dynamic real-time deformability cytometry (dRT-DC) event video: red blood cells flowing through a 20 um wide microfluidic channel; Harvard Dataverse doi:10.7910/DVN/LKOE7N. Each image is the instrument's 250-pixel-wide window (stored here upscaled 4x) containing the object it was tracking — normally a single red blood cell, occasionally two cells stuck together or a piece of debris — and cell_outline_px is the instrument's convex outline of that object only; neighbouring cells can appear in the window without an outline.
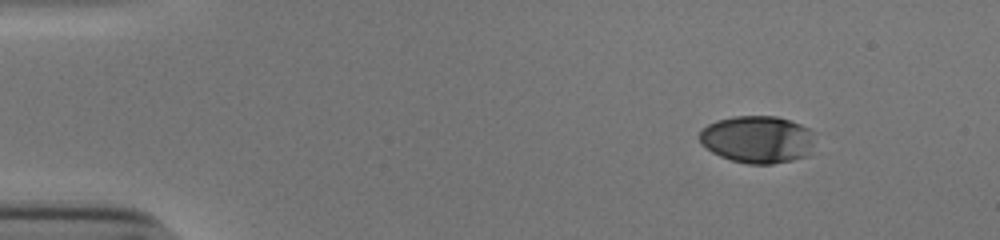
{"species": "human", "species_latin": "Homo sapiens", "temperature_condition": "cold", "stored_images_in_passage": 48, "camera_frame_rate_fps": 3000, "um_per_image_px": 0.085, "donor": {"sex": "male"}, "frame": {"image": 1, "passage_image": 1, "time_ms": 0.0, "image_size_px": [1000, 240], "cell_outline_px": [[816, 132], [808, 156], [792, 160], [772, 164], [748, 164], [732, 160], [720, 156], [712, 152], [696, 136], [700, 128], [716, 120], [732, 116], [776, 116], [800, 124]], "centroid_in_image_um": [64.37, 11.84], "position_along_channel_um": 20.6, "area_um2": 32.14}}
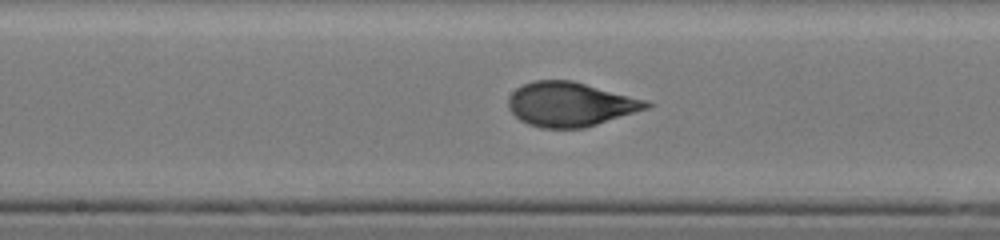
{"frame": {"image": 2, "passage_image": 23, "time_ms": 7.333, "image_size_px": [1000, 240], "cell_outline_px": [[652, 104], [648, 108], [584, 128], [540, 128], [528, 124], [520, 120], [508, 108], [508, 96], [516, 88], [532, 80], [572, 80], [648, 100]], "centroid_in_image_um": [48.45, 8.85], "position_along_channel_um": 199.7, "area_um2": 35.66}}
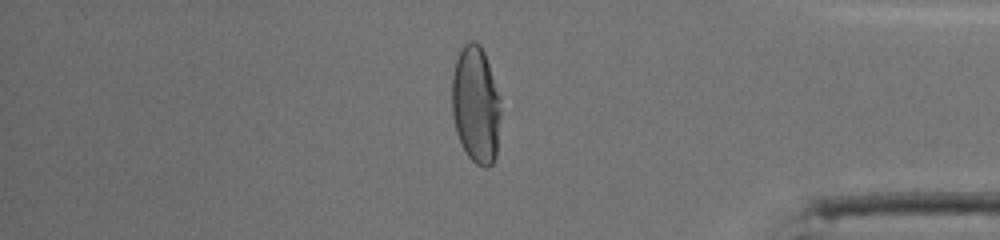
{"frame": {"image": 3, "passage_image": 40, "time_ms": 13.0, "image_size_px": [1000, 240], "cell_outline_px": [[500, 116], [496, 156], [492, 164], [488, 168], [484, 168], [476, 164], [468, 156], [456, 132], [452, 116], [452, 72], [456, 60], [464, 44], [468, 40], [472, 40], [480, 44], [484, 52], [500, 96]], "centroid_in_image_um": [40.44, 8.9], "position_along_channel_um": 394.8, "area_um2": 33.47}, "authors_computed_cell_mechanics": {"area_um2": 35.4603, "velocity_mm_per_s": 3.8627, "shape_relaxation_time_tau1_ms": 4.5143, "shape_relaxation_time_tau2_ms": null, "deformation_change_tau1": 0.199, "deformation_change_tau2": null}}